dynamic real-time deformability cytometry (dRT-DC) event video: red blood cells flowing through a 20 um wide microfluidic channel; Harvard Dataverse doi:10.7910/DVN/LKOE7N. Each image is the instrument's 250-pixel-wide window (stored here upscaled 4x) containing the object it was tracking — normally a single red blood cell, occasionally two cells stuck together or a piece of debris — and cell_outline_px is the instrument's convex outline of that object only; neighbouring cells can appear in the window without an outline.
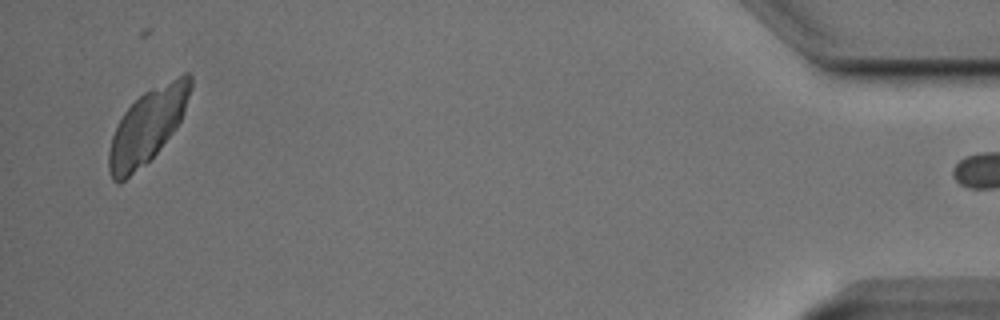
{"species": "Egyptian fruit bat (a non-hibernating species)", "species_latin": "Rousettus aegyptiacus", "temperature_condition": "cold", "stored_images_in_passage": 41, "camera_frame_rate_fps": 3000, "um_per_image_px": 0.085, "animal": {"sex": "male"}, "frame": {"image": 1, "passage_image": 40, "time_ms": 13.0, "image_size_px": [1000, 320], "cell_outline_px": [[192, 88], [184, 112], [176, 128], [156, 152], [144, 164], [120, 184], [116, 184], [112, 180], [108, 168], [108, 152], [112, 136], [124, 112], [144, 92], [184, 72], [188, 72], [192, 76]], "centroid_in_image_um": [12.54, 10.71], "position_along_channel_um": 422.7, "area_um2": 34.85}}